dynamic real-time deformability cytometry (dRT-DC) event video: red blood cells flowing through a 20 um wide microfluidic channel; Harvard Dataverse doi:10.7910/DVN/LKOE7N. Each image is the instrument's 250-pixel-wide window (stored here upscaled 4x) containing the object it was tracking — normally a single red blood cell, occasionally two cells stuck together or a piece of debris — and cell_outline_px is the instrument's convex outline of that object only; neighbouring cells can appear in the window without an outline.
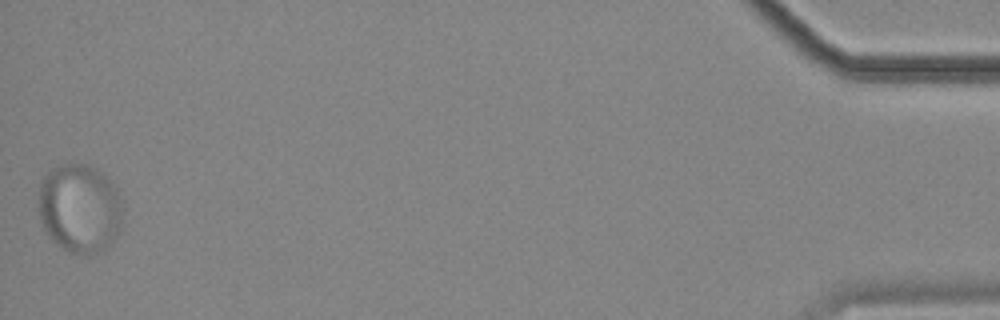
{"species": "common noctule bat (a hibernating species)", "species_latin": "Nyctalus noctula", "temperature_condition": "cold", "stored_images_in_passage": 56, "camera_frame_rate_fps": 3000, "um_per_image_px": 0.085, "animal": {"sex": "female", "body_mass_g": 18.4}, "frame": {"image": 1, "passage_image": 56, "time_ms": 18.333, "image_size_px": [1000, 320], "cell_outline_px": [[124, 220], [116, 236], [104, 252], [88, 256], [80, 256], [68, 252], [52, 240], [48, 236], [44, 228], [40, 216], [40, 184], [44, 176], [48, 172], [64, 164], [84, 164], [100, 172], [116, 188], [124, 200]], "centroid_in_image_um": [6.84, 17.78], "position_along_channel_um": 428.4, "area_um2": 44.16}}